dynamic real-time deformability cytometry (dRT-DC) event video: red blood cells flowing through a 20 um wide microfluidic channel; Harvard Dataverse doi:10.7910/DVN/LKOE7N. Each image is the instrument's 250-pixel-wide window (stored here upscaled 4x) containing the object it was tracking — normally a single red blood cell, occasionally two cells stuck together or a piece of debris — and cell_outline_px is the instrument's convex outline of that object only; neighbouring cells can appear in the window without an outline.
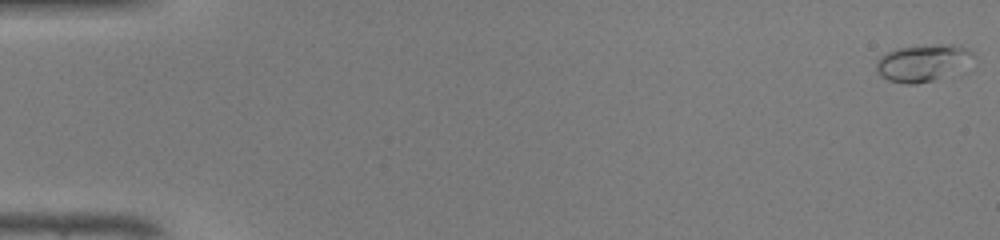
{"species": "common noctule bat (a hibernating species)", "species_latin": "Nyctalus noctula", "temperature_condition": "warm", "stored_images_in_passage": 48, "camera_frame_rate_fps": 3000, "um_per_image_px": 0.085, "animal": {"sex": "male", "body_mass_g": 19.0, "forearm_length_mm": 50.8}, "frame": {"image": 1, "passage_image": 1, "time_ms": 0.0, "image_size_px": [1000, 240], "cell_outline_px": [[972, 52], [932, 80], [912, 84], [908, 84], [888, 80], [880, 76], [876, 72], [876, 60], [880, 56], [896, 48], [940, 44], [952, 44], [968, 48]], "centroid_in_image_um": [78.13, 5.31], "position_along_channel_um": 6.9, "area_um2": 18.96}}
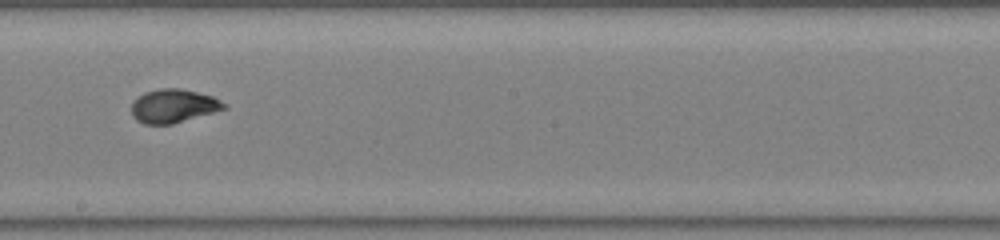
{"frame": {"image": 2, "passage_image": 28, "time_ms": 9.0, "image_size_px": [1000, 240], "cell_outline_px": [[228, 108], [172, 124], [144, 124], [136, 120], [132, 116], [132, 100], [144, 92], [160, 88], [180, 88], [212, 96], [228, 104]], "centroid_in_image_um": [14.73, 9.0], "position_along_channel_um": 233.5, "area_um2": 18.21}}
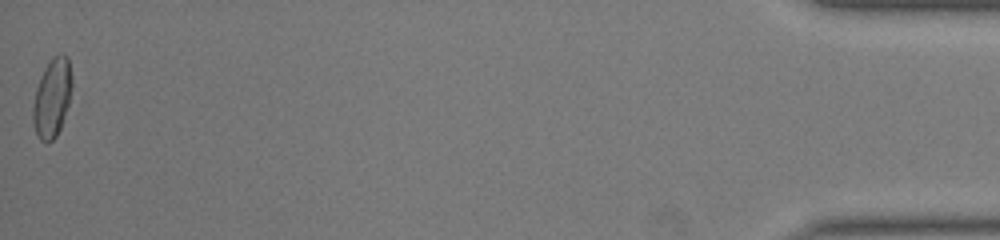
{"frame": {"image": 3, "passage_image": 48, "time_ms": 15.667, "image_size_px": [1000, 240], "cell_outline_px": [[72, 88], [68, 104], [60, 128], [56, 136], [48, 144], [40, 140], [36, 132], [32, 120], [32, 108], [36, 88], [40, 76], [44, 68], [52, 56], [60, 52], [64, 52], [68, 56], [72, 76]], "centroid_in_image_um": [4.43, 8.26], "position_along_channel_um": 430.8, "area_um2": 18.21}, "authors_computed_cell_mechanics": {"area_um2": 17.629, "velocity_mm_per_s": 4.3312, "shape_relaxation_time_tau1_ms": 3.8336, "shape_relaxation_time_tau2_ms": 1.0092, "deformation_change_tau1": 0.2139, "deformation_change_tau2": 0.0589}}